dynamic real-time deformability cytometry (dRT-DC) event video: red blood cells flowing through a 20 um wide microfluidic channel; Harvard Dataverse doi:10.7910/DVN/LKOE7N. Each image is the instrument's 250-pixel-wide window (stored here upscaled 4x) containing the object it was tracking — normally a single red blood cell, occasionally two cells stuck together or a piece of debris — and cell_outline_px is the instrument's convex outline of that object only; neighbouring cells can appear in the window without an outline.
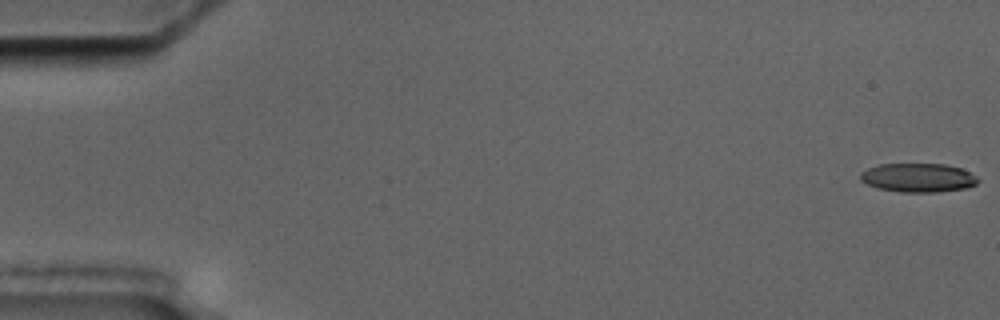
{"species": "common noctule bat (a hibernating species)", "species_latin": "Nyctalus noctula", "temperature_condition": "cold", "stored_images_in_passage": 5, "camera_frame_rate_fps": 3000, "um_per_image_px": 0.085, "animal": {"sex": "male", "body_mass_g": 17.5, "forearm_length_mm": 52.3}, "frame": {"image": 1, "passage_image": 1, "time_ms": 0.0, "image_size_px": [1000, 320], "cell_outline_px": [[980, 180], [976, 184], [968, 188], [936, 192], [900, 192], [876, 188], [860, 180], [860, 172], [868, 168], [880, 164], [944, 164], [960, 168], [976, 176]], "centroid_in_image_um": [78.03, 15.11], "position_along_channel_um": 7.0, "area_um2": 19.83}}
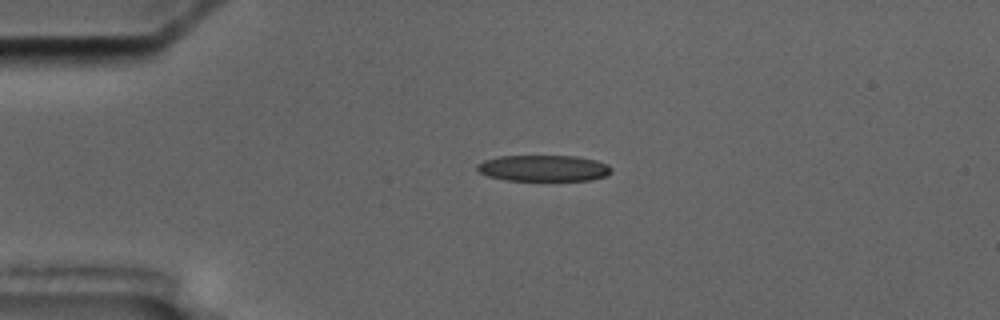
{"frame": {"image": 2, "passage_image": 4, "time_ms": 4.333, "image_size_px": [1000, 320], "cell_outline_px": [[612, 172], [604, 176], [592, 180], [504, 180], [488, 176], [480, 172], [476, 168], [476, 164], [484, 160], [500, 156], [576, 156], [596, 160], [608, 164], [612, 168]], "centroid_in_image_um": [46.21, 14.29], "position_along_channel_um": 38.8, "area_um2": 20.52}}